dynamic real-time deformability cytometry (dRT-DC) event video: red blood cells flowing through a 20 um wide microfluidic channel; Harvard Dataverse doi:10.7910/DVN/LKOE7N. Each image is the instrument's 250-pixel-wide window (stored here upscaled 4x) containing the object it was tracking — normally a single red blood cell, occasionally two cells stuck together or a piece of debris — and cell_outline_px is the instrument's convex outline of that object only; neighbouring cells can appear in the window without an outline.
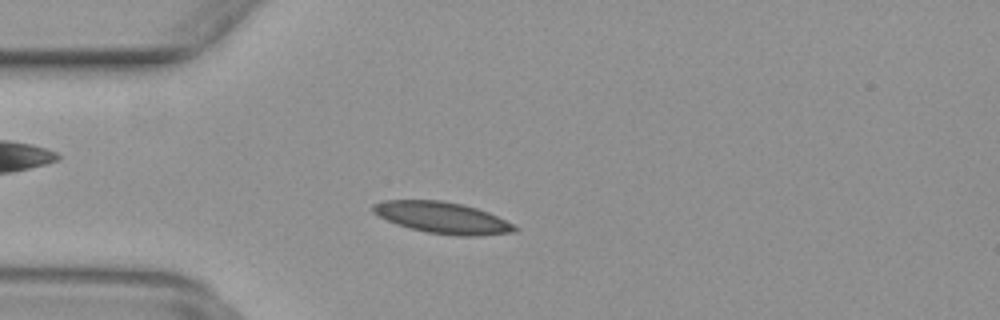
{"species": "common noctule bat (a hibernating species)", "species_latin": "Nyctalus noctula", "temperature_condition": "warm", "stored_images_in_passage": 35, "camera_frame_rate_fps": 3000, "um_per_image_px": 0.085, "animal": {"sex": "female", "body_mass_g": 29.2, "forearm_length_mm": 56.3}, "frame": {"image": 1, "passage_image": 10, "time_ms": 3.0, "image_size_px": [1000, 320], "cell_outline_px": [[520, 228], [516, 232], [476, 236], [456, 236], [428, 232], [396, 224], [372, 212], [372, 204], [384, 200], [440, 200], [464, 204], [488, 212], [516, 224]], "centroid_in_image_um": [37.66, 18.5], "position_along_channel_um": 47.3, "area_um2": 26.07}}
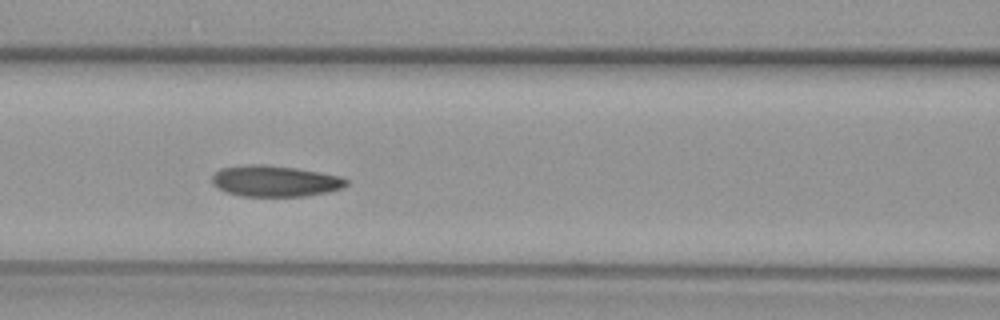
{"frame": {"image": 2, "passage_image": 18, "time_ms": 5.667, "image_size_px": [1000, 320], "cell_outline_px": [[348, 184], [344, 188], [328, 192], [304, 196], [240, 196], [216, 188], [212, 184], [212, 176], [220, 168], [248, 164], [264, 164], [296, 168], [320, 172], [340, 176], [348, 180]], "centroid_in_image_um": [23.38, 15.39], "position_along_channel_um": 143.2, "area_um2": 24.51}}
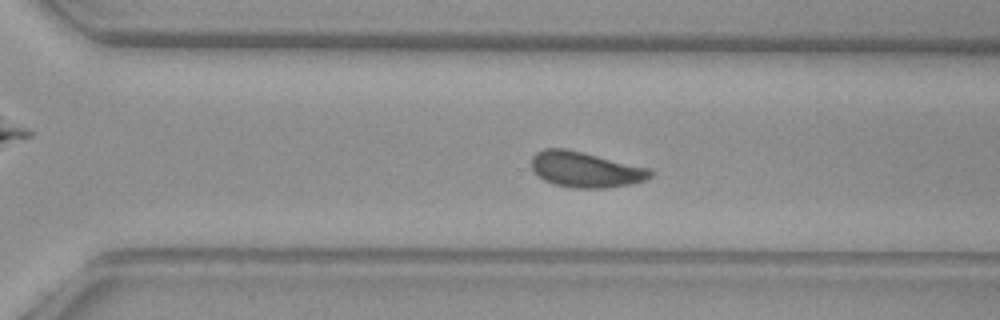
{"frame": {"image": 3, "passage_image": 31, "time_ms": 10.0, "image_size_px": [1000, 320], "cell_outline_px": [[652, 176], [644, 180], [632, 184], [604, 188], [576, 188], [552, 184], [544, 180], [532, 168], [532, 156], [536, 152], [544, 148], [568, 148], [652, 168]], "centroid_in_image_um": [49.79, 14.39], "position_along_channel_um": 320.8, "area_um2": 24.91}}